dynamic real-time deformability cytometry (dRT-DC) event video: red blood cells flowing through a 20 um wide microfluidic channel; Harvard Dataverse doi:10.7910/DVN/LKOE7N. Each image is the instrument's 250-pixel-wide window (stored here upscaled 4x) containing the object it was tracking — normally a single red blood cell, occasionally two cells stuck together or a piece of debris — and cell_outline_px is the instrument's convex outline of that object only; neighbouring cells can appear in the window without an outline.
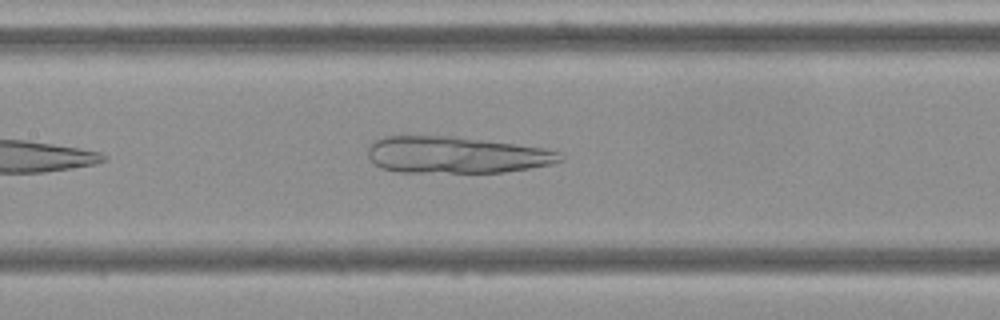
{"species": "Egyptian fruit bat (a non-hibernating species)", "species_latin": "Rousettus aegyptiacus", "temperature_condition": "cold", "stored_images_in_passage": 7, "camera_frame_rate_fps": 3000, "um_per_image_px": 0.085, "frame": {"image": 1, "passage_image": 7, "time_ms": 8.0, "image_size_px": [1000, 320], "cell_outline_px": [[564, 160], [552, 164], [504, 172], [400, 172], [380, 168], [368, 156], [368, 148], [372, 140], [384, 136], [456, 136], [544, 148], [560, 152], [564, 156]], "centroid_in_image_um": [38.76, 13.16], "position_along_channel_um": 168.6, "area_um2": 41.21}}